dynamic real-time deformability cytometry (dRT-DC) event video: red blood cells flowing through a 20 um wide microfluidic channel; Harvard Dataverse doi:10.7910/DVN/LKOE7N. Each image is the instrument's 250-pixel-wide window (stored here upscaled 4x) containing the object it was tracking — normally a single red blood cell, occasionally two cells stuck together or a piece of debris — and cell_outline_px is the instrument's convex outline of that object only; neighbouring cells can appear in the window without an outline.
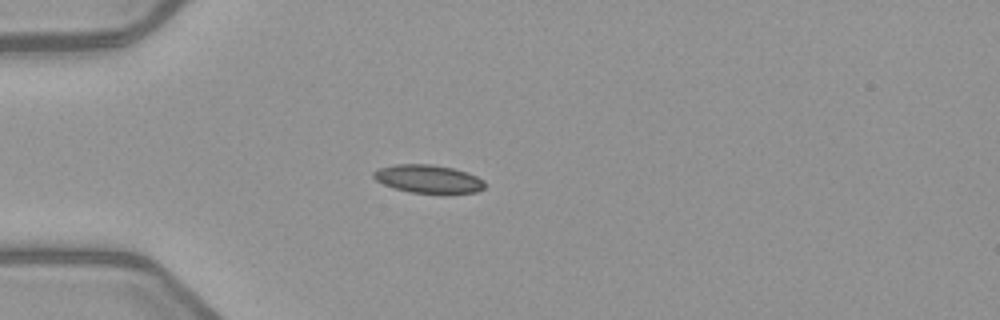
{"species": "common noctule bat (a hibernating species)", "species_latin": "Nyctalus noctula", "temperature_condition": "warm", "stored_images_in_passage": 2, "segment_of_instrument_passage": [1, 2], "camera_frame_rate_fps": 3000, "um_per_image_px": 0.085, "animal": {"sex": "female", "body_mass_g": 21.9}, "frame": {"image": 1, "passage_image": 1, "time_ms": 0.0, "image_size_px": [1000, 320], "cell_outline_px": [[484, 188], [476, 192], [412, 192], [396, 188], [384, 184], [376, 180], [372, 176], [372, 172], [376, 168], [392, 164], [432, 164], [452, 168], [468, 172], [484, 180]], "centroid_in_image_um": [36.35, 15.17], "position_along_channel_um": 48.6, "area_um2": 18.03}}